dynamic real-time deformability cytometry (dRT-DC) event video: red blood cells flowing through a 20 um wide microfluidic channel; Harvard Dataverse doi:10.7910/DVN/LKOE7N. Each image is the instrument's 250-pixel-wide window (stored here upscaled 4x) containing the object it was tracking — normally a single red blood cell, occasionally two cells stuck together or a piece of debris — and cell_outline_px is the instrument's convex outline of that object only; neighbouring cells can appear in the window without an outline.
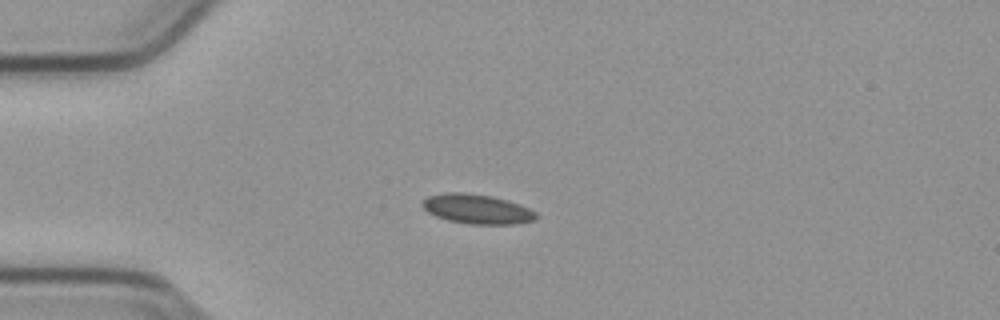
{"species": "common noctule bat (a hibernating species)", "species_latin": "Nyctalus noctula", "temperature_condition": "cold", "stored_images_in_passage": 41, "camera_frame_rate_fps": 3000, "um_per_image_px": 0.085, "animal": {"sex": "male", "body_mass_g": 23.1, "forearm_length_mm": 52.7}, "frame": {"image": 1, "passage_image": 1, "time_ms": 0.0, "image_size_px": [1000, 320], "cell_outline_px": [[540, 216], [536, 220], [516, 224], [468, 224], [448, 220], [436, 216], [428, 212], [420, 204], [428, 196], [444, 192], [464, 192], [492, 196], [508, 200], [520, 204], [536, 212]], "centroid_in_image_um": [40.58, 17.76], "position_along_channel_um": 44.4, "area_um2": 19.83}}
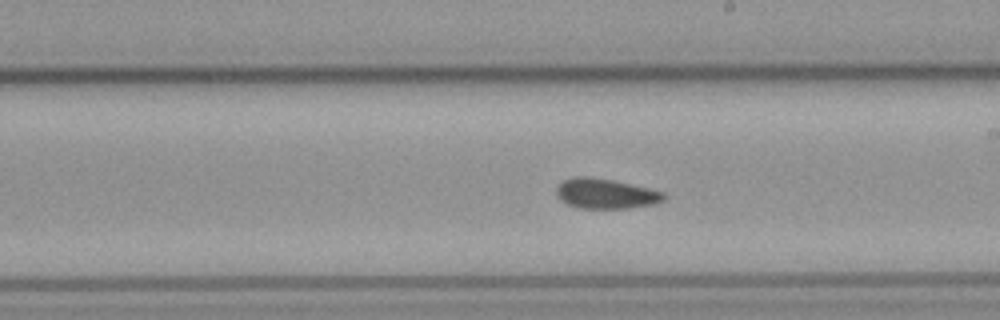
{"frame": {"image": 2, "passage_image": 18, "time_ms": 5.667, "image_size_px": [1000, 320], "cell_outline_px": [[664, 200], [656, 204], [628, 208], [576, 208], [560, 200], [556, 196], [556, 184], [560, 180], [572, 176], [588, 176], [612, 180], [648, 188], [664, 192]], "centroid_in_image_um": [51.4, 16.45], "position_along_channel_um": 237.6, "area_um2": 19.07}}
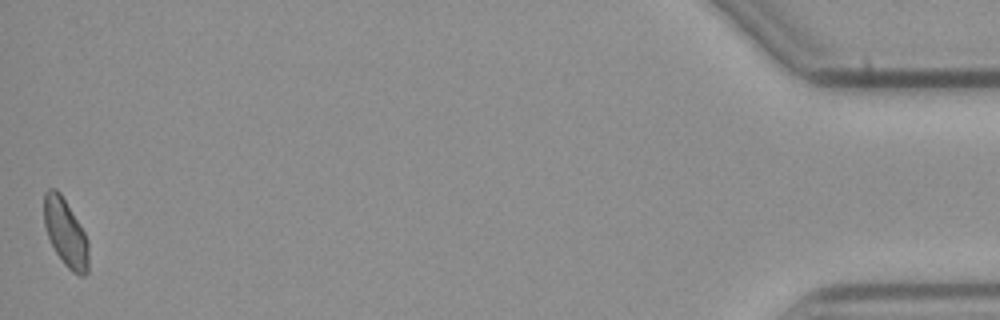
{"frame": {"image": 3, "passage_image": 41, "time_ms": 13.333, "image_size_px": [1000, 320], "cell_outline_px": [[88, 272], [84, 276], [80, 276], [72, 272], [64, 264], [56, 252], [48, 236], [44, 224], [44, 192], [48, 188], [56, 188], [60, 192], [84, 232], [88, 240]], "centroid_in_image_um": [5.57, 19.79], "position_along_channel_um": 429.6, "area_um2": 17.46}, "authors_computed_cell_mechanics": {"area_um2": 18.5538, "velocity_mm_per_s": 3.7904, "shape_relaxation_time_tau1_ms": null, "shape_relaxation_time_tau2_ms": 10.456, "deformation_change_tau1": null, "deformation_change_tau2": 0.1296}}